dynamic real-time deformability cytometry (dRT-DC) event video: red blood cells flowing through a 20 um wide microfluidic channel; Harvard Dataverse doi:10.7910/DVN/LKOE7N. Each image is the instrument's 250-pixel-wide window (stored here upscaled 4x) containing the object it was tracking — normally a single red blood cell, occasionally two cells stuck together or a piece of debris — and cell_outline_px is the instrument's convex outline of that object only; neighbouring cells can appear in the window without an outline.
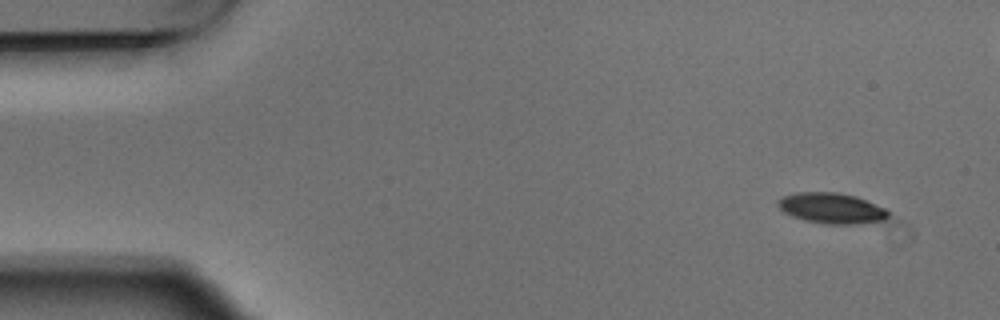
{"species": "Egyptian fruit bat (a non-hibernating species)", "species_latin": "Rousettus aegyptiacus", "temperature_condition": "warm", "stored_images_in_passage": 4, "camera_frame_rate_fps": 3000, "um_per_image_px": 0.085, "animal": {"sex": "male"}, "frame": {"image": 1, "passage_image": 1, "time_ms": 0.0, "image_size_px": [1000, 320], "cell_outline_px": [[888, 216], [884, 220], [852, 224], [824, 224], [804, 220], [792, 216], [784, 212], [776, 204], [784, 196], [796, 192], [836, 192], [856, 196], [884, 208], [888, 212]], "centroid_in_image_um": [70.66, 17.69], "position_along_channel_um": 14.3, "area_um2": 19.48}}